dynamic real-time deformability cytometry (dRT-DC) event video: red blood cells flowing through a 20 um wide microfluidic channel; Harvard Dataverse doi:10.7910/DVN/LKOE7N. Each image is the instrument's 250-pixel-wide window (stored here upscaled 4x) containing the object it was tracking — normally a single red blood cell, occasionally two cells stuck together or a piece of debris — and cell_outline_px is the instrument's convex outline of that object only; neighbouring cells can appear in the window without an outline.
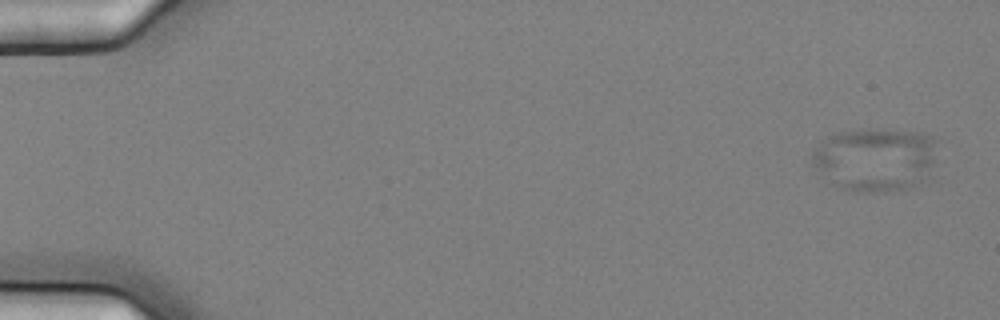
{"species": "common noctule bat (a hibernating species)", "species_latin": "Nyctalus noctula", "temperature_condition": "cold", "stored_images_in_passage": 6, "camera_frame_rate_fps": 3000, "um_per_image_px": 0.085, "animal": {"sex": "female", "body_mass_g": 25.1}, "frame": {"image": 1, "passage_image": 1, "time_ms": 0.0, "image_size_px": [1000, 320], "cell_outline_px": [[932, 160], [928, 184], [908, 188], [884, 192], [852, 192], [844, 188], [816, 168], [812, 164], [812, 152], [828, 136], [836, 132], [872, 128], [924, 132], [932, 136]], "centroid_in_image_um": [74.43, 13.54], "position_along_channel_um": 10.6, "area_um2": 46.18}}